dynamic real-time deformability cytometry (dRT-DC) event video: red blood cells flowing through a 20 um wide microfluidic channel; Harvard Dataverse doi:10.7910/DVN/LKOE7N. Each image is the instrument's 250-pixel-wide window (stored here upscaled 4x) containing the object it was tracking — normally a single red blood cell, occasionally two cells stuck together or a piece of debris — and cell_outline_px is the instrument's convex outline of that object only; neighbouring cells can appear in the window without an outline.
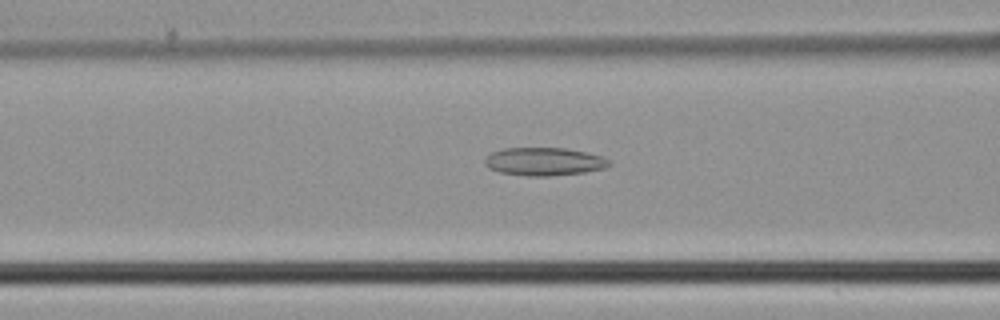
{"species": "common noctule bat (a hibernating species)", "species_latin": "Nyctalus noctula", "temperature_condition": "cold", "stored_images_in_passage": 47, "camera_frame_rate_fps": 3000, "um_per_image_px": 0.085, "animal": {"sex": "male", "body_mass_g": 21.5, "forearm_length_mm": 52.0}, "frame": {"image": 1, "passage_image": 19, "time_ms": 6.0, "image_size_px": [1000, 320], "cell_outline_px": [[612, 164], [604, 168], [584, 172], [548, 176], [528, 176], [500, 172], [488, 168], [484, 164], [484, 160], [492, 152], [504, 148], [568, 148], [588, 152], [604, 156], [612, 160]], "centroid_in_image_um": [46.3, 13.72], "position_along_channel_um": 120.3, "area_um2": 20.52}}
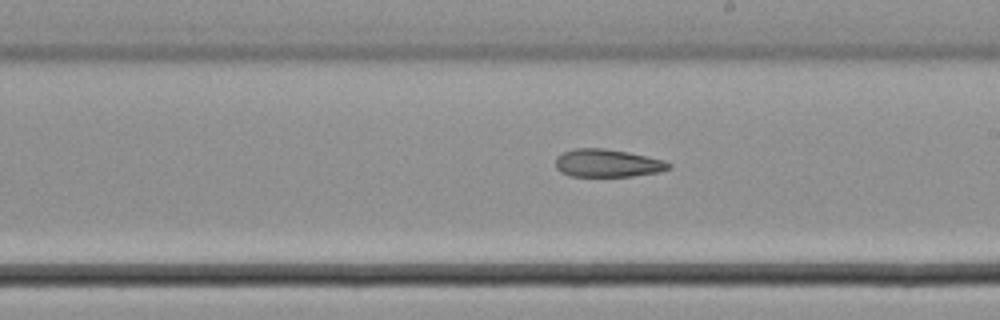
{"frame": {"image": 2, "passage_image": 27, "time_ms": 8.667, "image_size_px": [1000, 320], "cell_outline_px": [[672, 168], [656, 172], [632, 176], [568, 176], [560, 172], [556, 168], [556, 156], [564, 152], [576, 148], [604, 148], [628, 152], [664, 160], [672, 164]], "centroid_in_image_um": [51.62, 13.87], "position_along_channel_um": 237.4, "area_um2": 18.38}}
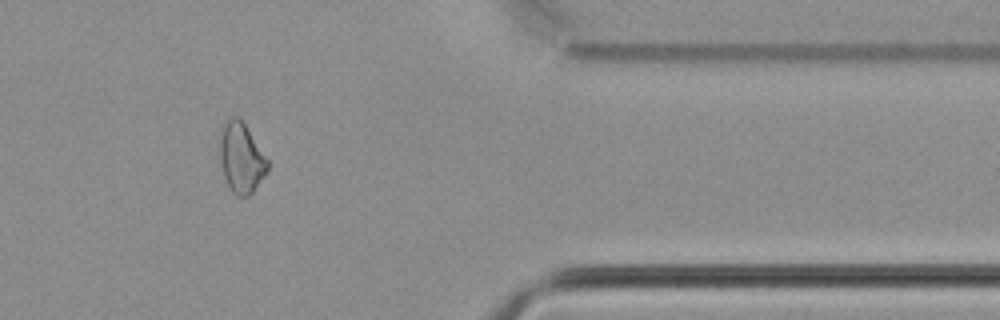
{"frame": {"image": 3, "passage_image": 39, "time_ms": 12.667, "image_size_px": [1000, 320], "cell_outline_px": [[268, 168], [264, 176], [252, 192], [248, 196], [236, 196], [232, 192], [224, 176], [220, 160], [220, 124], [224, 120], [232, 116], [236, 116], [244, 124], [268, 160]], "centroid_in_image_um": [20.47, 13.39], "position_along_channel_um": 390.9, "area_um2": 19.36}}